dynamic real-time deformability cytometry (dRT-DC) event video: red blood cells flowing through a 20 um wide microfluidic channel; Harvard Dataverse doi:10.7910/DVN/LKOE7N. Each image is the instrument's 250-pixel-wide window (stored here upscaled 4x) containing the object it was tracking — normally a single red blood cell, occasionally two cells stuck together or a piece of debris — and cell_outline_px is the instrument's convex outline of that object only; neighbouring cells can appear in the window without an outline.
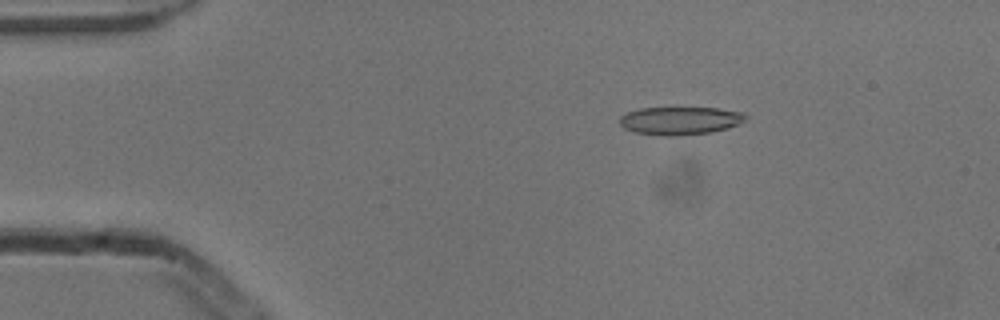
{"species": "common noctule bat (a hibernating species)", "species_latin": "Nyctalus noctula", "temperature_condition": "cold", "stored_images_in_passage": 3, "camera_frame_rate_fps": 3000, "um_per_image_px": 0.085, "animal": {"sex": "male", "body_mass_g": 13.3}, "frame": {"image": 1, "passage_image": 1, "time_ms": 0.0, "image_size_px": [1000, 320], "cell_outline_px": [[748, 116], [740, 124], [728, 128], [712, 132], [680, 136], [660, 136], [632, 132], [624, 128], [620, 124], [620, 116], [628, 112], [640, 108], [676, 104], [716, 108], [744, 112]], "centroid_in_image_um": [57.8, 10.21], "position_along_channel_um": 27.2, "area_um2": 21.91}}
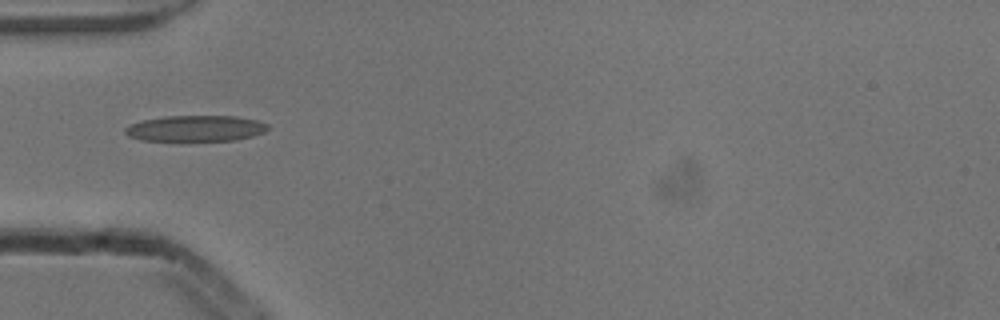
{"frame": {"image": 2, "passage_image": 3, "time_ms": 0.667, "image_size_px": [1000, 320], "cell_outline_px": [[268, 128], [264, 132], [252, 136], [236, 140], [140, 140], [128, 136], [124, 132], [124, 128], [128, 124], [144, 120], [168, 116], [236, 116], [256, 120], [268, 124]], "centroid_in_image_um": [16.61, 10.91], "position_along_channel_um": 68.4, "area_um2": 21.44}}